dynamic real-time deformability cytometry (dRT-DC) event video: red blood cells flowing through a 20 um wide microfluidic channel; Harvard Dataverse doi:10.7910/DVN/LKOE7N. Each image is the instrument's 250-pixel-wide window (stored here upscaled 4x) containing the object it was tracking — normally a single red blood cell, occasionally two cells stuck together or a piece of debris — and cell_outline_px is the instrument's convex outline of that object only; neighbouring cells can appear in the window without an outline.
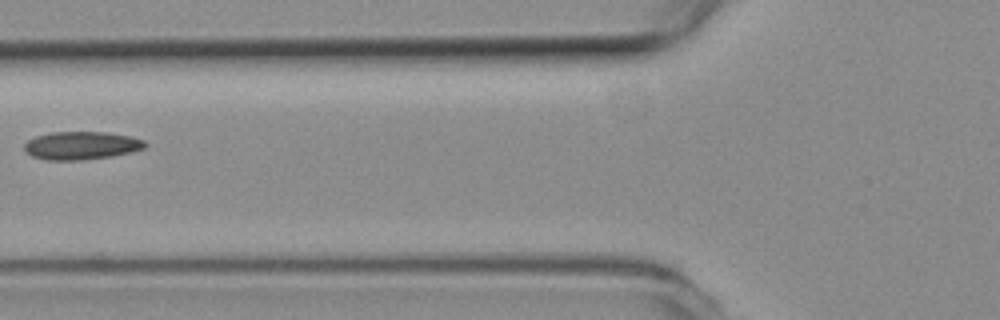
{"species": "common noctule bat (a hibernating species)", "species_latin": "Nyctalus noctula", "temperature_condition": "room temperature", "stored_images_in_passage": 4, "camera_frame_rate_fps": 3000, "um_per_image_px": 0.085, "animal": {"sex": "female", "body_mass_g": 19.3, "forearm_length_mm": 54.1}, "frame": {"image": 1, "passage_image": 3, "time_ms": 0.667, "image_size_px": [1000, 320], "cell_outline_px": [[148, 144], [144, 148], [132, 152], [112, 156], [80, 160], [48, 160], [32, 156], [24, 148], [24, 144], [28, 140], [36, 136], [52, 132], [104, 132], [132, 136], [144, 140]], "centroid_in_image_um": [6.95, 12.36], "position_along_channel_um": 118.9, "area_um2": 19.71}}